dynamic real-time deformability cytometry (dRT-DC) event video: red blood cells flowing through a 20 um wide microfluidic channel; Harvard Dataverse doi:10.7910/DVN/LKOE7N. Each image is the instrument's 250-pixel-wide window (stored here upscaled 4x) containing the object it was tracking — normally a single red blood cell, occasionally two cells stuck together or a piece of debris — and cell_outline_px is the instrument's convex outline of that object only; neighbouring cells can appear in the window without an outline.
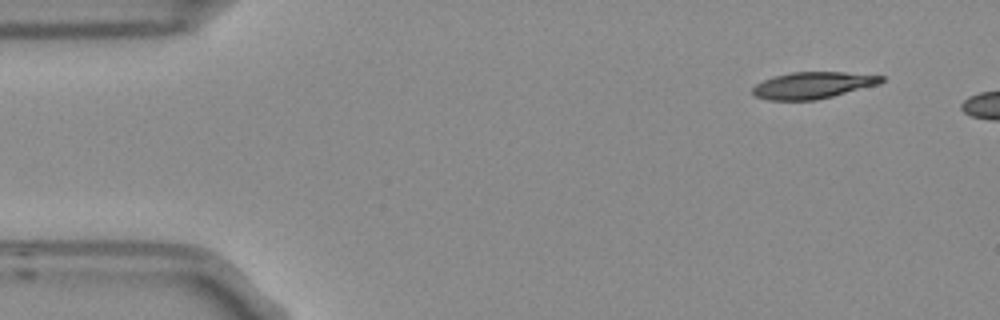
{"species": "Egyptian fruit bat (a non-hibernating species)", "species_latin": "Rousettus aegyptiacus", "temperature_condition": "room temperature", "stored_images_in_passage": 3, "camera_frame_rate_fps": 3000, "um_per_image_px": 0.085, "frame": {"image": 1, "passage_image": 1, "time_ms": 0.0, "image_size_px": [1000, 320], "cell_outline_px": [[884, 80], [880, 84], [816, 100], [768, 100], [756, 96], [752, 92], [752, 88], [756, 84], [764, 80], [776, 76], [792, 72], [844, 72], [884, 76]], "centroid_in_image_um": [69.1, 7.25], "position_along_channel_um": 15.9, "area_um2": 19.83}}